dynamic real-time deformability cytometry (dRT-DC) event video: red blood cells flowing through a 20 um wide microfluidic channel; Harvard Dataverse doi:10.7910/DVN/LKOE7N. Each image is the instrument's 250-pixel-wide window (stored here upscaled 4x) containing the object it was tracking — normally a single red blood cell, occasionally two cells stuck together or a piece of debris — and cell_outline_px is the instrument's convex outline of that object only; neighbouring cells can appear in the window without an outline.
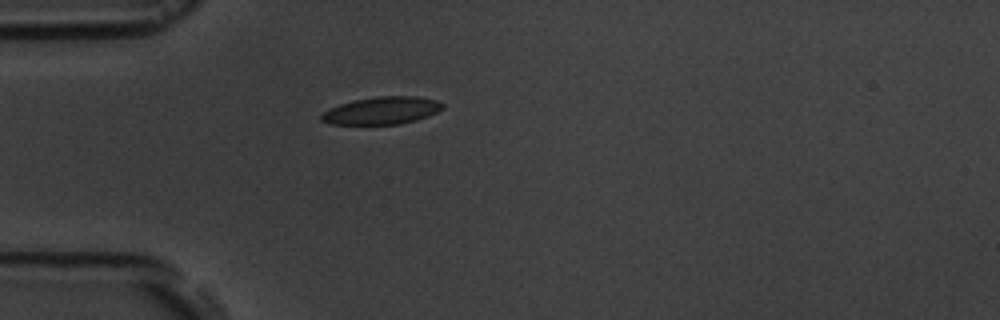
{"species": "common noctule bat (a hibernating species)", "species_latin": "Nyctalus noctula", "temperature_condition": "room temperature", "stored_images_in_passage": 1, "camera_frame_rate_fps": 3000, "um_per_image_px": 0.085, "animal": {"sex": "male", "body_mass_g": 19.5, "forearm_length_mm": 54.6}, "frame": {"image": 1, "passage_image": 1, "time_ms": 0.0, "image_size_px": [1000, 320], "cell_outline_px": [[444, 108], [428, 116], [416, 120], [400, 124], [332, 124], [320, 120], [320, 116], [324, 112], [340, 104], [352, 100], [376, 96], [420, 96], [436, 100], [444, 104]], "centroid_in_image_um": [32.48, 9.39], "position_along_channel_um": 52.5, "area_um2": 19.42}}